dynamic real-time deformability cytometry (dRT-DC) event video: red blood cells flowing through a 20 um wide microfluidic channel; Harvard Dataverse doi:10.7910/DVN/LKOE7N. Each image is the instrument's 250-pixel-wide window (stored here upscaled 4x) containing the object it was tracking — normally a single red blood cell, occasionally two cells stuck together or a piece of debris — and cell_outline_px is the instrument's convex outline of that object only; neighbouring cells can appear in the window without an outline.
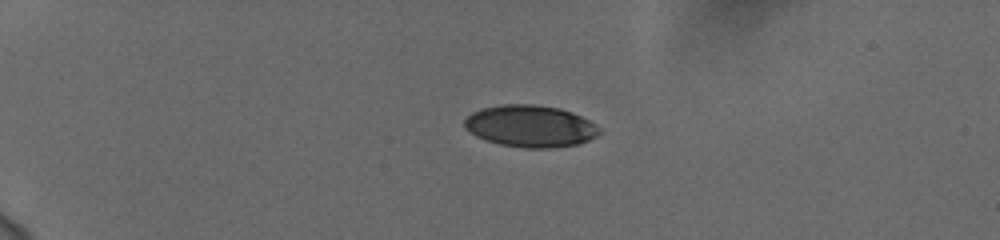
{"species": "human", "species_latin": "Homo sapiens", "temperature_condition": "cold", "stored_images_in_passage": 43, "camera_frame_rate_fps": 3000, "um_per_image_px": 0.085, "donor": {"sex": "female"}, "frame": {"image": 1, "passage_image": 1, "time_ms": 0.0, "image_size_px": [1000, 240], "cell_outline_px": [[600, 132], [596, 136], [580, 144], [552, 148], [524, 148], [500, 144], [476, 136], [468, 132], [464, 128], [464, 120], [472, 112], [480, 108], [504, 104], [536, 104], [560, 108], [572, 112], [588, 120], [600, 128]], "centroid_in_image_um": [45.06, 10.72], "position_along_channel_um": 39.9, "area_um2": 33.06}}
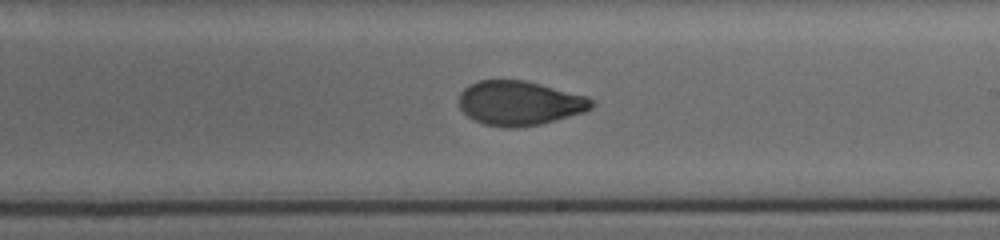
{"frame": {"image": 2, "passage_image": 23, "time_ms": 7.333, "image_size_px": [1000, 240], "cell_outline_px": [[596, 104], [592, 108], [584, 112], [540, 124], [516, 128], [504, 128], [484, 124], [468, 116], [460, 108], [460, 92], [468, 84], [480, 80], [524, 80], [588, 96], [596, 100]], "centroid_in_image_um": [44.19, 8.76], "position_along_channel_um": 244.8, "area_um2": 34.45}}
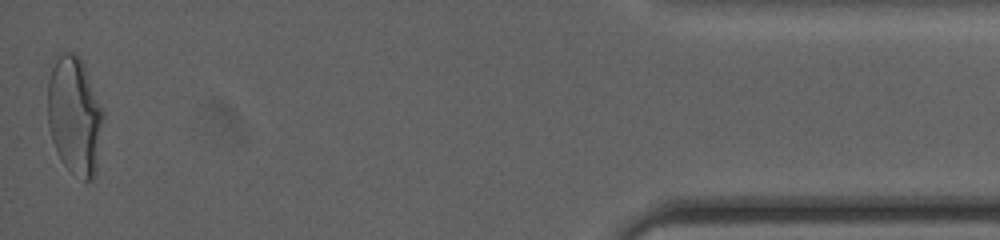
{"frame": {"image": 3, "passage_image": 43, "time_ms": 14.0, "image_size_px": [1000, 240], "cell_outline_px": [[104, 116], [96, 172], [92, 180], [84, 180], [68, 168], [60, 160], [56, 152], [48, 128], [48, 80], [52, 56], [56, 52], [76, 52], [80, 56], [84, 64], [104, 112]], "centroid_in_image_um": [6.32, 9.74], "position_along_channel_um": 428.9, "area_um2": 38.96}, "authors_computed_cell_mechanics": {"area_um2": 34.9112, "velocity_mm_per_s": 3.7408, "shape_relaxation_time_tau1_ms": 4.7193, "shape_relaxation_time_tau2_ms": 1.3202, "deformation_change_tau1": 0.1652, "deformation_change_tau2": 0.0643}}